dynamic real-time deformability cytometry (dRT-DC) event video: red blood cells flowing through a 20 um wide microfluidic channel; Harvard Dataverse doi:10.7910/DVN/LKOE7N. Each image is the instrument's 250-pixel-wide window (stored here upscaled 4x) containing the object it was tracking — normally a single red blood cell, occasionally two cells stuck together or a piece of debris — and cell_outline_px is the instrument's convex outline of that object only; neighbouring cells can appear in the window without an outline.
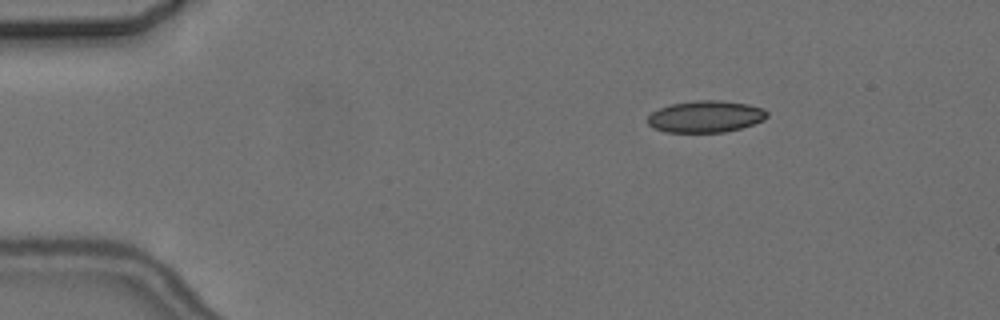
{"species": "common noctule bat (a hibernating species)", "species_latin": "Nyctalus noctula", "temperature_condition": "cold", "stored_images_in_passage": 8, "camera_frame_rate_fps": 3000, "um_per_image_px": 0.085, "animal": {"sex": "female", "body_mass_g": 24.6, "forearm_length_mm": 56.2}, "frame": {"image": 1, "passage_image": 3, "time_ms": 2.333, "image_size_px": [1000, 320], "cell_outline_px": [[768, 116], [764, 120], [740, 128], [724, 132], [664, 132], [652, 128], [648, 124], [648, 116], [652, 112], [660, 108], [672, 104], [696, 100], [720, 100], [748, 104], [764, 108], [768, 112]], "centroid_in_image_um": [59.98, 9.91], "position_along_channel_um": 25.0, "area_um2": 22.14}}
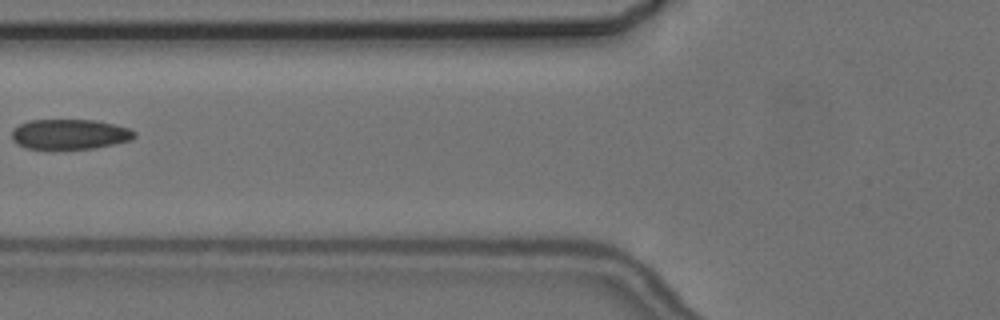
{"frame": {"image": 2, "passage_image": 7, "time_ms": 7.0, "image_size_px": [1000, 320], "cell_outline_px": [[136, 136], [132, 140], [96, 148], [24, 148], [16, 144], [12, 140], [12, 128], [28, 120], [96, 120], [128, 128], [136, 132]], "centroid_in_image_um": [5.91, 11.4], "position_along_channel_um": 119.9, "area_um2": 21.5}}
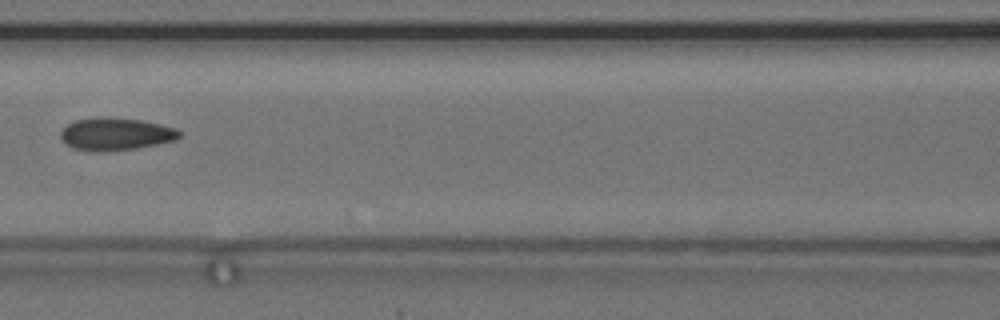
{"frame": {"image": 3, "passage_image": 8, "time_ms": 8.0, "image_size_px": [1000, 320], "cell_outline_px": [[180, 136], [176, 140], [136, 148], [96, 152], [92, 152], [72, 148], [64, 144], [60, 140], [60, 132], [68, 124], [76, 120], [140, 120], [160, 124], [176, 128], [180, 132]], "centroid_in_image_um": [9.82, 11.45], "position_along_channel_um": 156.8, "area_um2": 21.68}}